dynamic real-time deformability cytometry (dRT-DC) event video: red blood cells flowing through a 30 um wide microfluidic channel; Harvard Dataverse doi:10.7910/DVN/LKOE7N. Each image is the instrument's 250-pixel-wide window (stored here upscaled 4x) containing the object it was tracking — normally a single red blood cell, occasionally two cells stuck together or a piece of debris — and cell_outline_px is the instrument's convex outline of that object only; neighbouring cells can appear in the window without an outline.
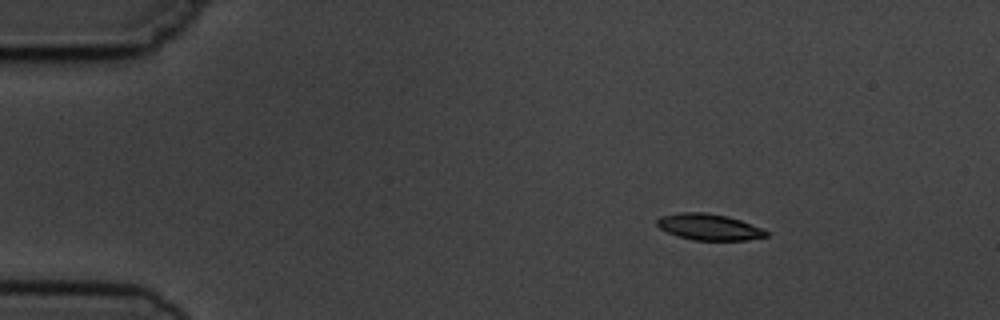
{"species": "common noctule bat (a hibernating species)", "species_latin": "Nyctalus noctula", "temperature_condition": "cold", "stored_images_in_passage": 5, "camera_frame_rate_fps": 3000, "um_per_image_px": 0.085, "animal": {"sex": "male", "body_mass_g": 19.5, "forearm_length_mm": 54.6}, "frame": {"image": 1, "passage_image": 2, "time_ms": 1.0, "image_size_px": [1000, 320], "cell_outline_px": [[768, 236], [748, 240], [692, 240], [676, 236], [660, 228], [656, 224], [656, 220], [660, 216], [680, 212], [704, 212], [728, 216], [764, 228], [768, 232]], "centroid_in_image_um": [60.27, 19.29], "position_along_channel_um": 24.7, "area_um2": 16.88}}
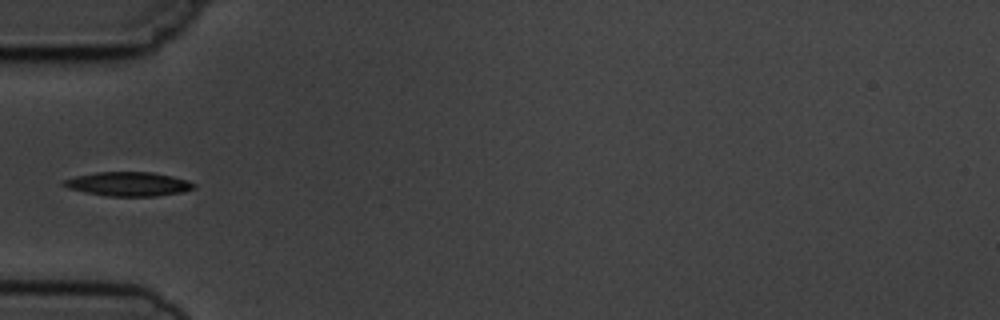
{"frame": {"image": 2, "passage_image": 5, "time_ms": 4.333, "image_size_px": [1000, 320], "cell_outline_px": [[196, 188], [180, 192], [156, 196], [108, 196], [84, 192], [68, 188], [60, 184], [64, 180], [76, 176], [96, 172], [152, 172], [172, 176], [188, 180], [196, 184]], "centroid_in_image_um": [10.91, 15.64], "position_along_channel_um": 74.1, "area_um2": 18.26}}